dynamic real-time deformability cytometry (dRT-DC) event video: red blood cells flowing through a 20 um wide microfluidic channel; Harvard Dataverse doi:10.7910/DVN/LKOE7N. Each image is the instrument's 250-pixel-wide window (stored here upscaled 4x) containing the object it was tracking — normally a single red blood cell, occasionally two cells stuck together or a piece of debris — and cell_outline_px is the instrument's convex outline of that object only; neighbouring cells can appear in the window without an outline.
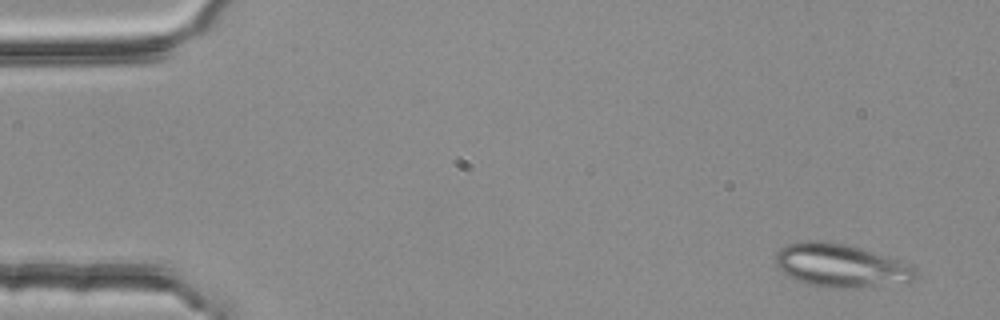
{"species": "common noctule bat (a hibernating species)", "species_latin": "Nyctalus noctula", "temperature_condition": "room temperature", "stored_images_in_passage": 5, "camera_frame_rate_fps": 3000, "um_per_image_px": 0.085, "animal": {"sex": "female", "body_mass_g": 25.1}, "frame": {"image": 1, "passage_image": 1, "time_ms": 0.0, "image_size_px": [1000, 320], "cell_outline_px": [[916, 280], [908, 284], [884, 288], [832, 288], [804, 284], [792, 280], [776, 264], [776, 252], [780, 248], [788, 244], [804, 240], [824, 240], [844, 244], [860, 248], [912, 264], [916, 268]], "centroid_in_image_um": [71.55, 22.62], "position_along_channel_um": 13.4, "area_um2": 36.47}}